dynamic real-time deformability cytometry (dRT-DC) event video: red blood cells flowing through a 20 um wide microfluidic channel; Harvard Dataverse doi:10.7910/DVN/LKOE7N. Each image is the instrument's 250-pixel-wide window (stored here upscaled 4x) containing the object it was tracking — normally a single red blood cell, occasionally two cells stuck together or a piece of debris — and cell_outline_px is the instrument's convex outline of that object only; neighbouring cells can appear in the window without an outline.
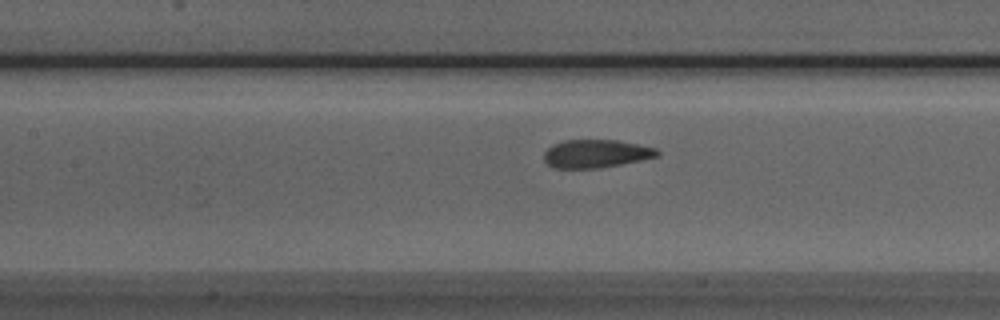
{"species": "Egyptian fruit bat (a non-hibernating species)", "species_latin": "Rousettus aegyptiacus", "temperature_condition": "room temperature", "stored_images_in_passage": 41, "camera_frame_rate_fps": 3000, "um_per_image_px": 0.085, "animal": {"sex": "male"}, "frame": {"image": 1, "passage_image": 12, "time_ms": 3.667, "image_size_px": [1000, 320], "cell_outline_px": [[660, 152], [656, 156], [640, 160], [600, 168], [552, 168], [544, 160], [544, 152], [552, 144], [564, 140], [616, 140], [656, 148]], "centroid_in_image_um": [50.61, 13.06], "position_along_channel_um": 156.8, "area_um2": 18.44}}
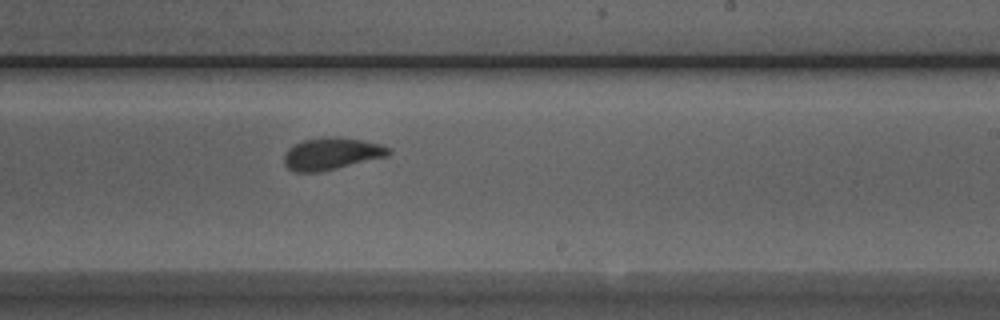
{"frame": {"image": 2, "passage_image": 20, "time_ms": 6.333, "image_size_px": [1000, 320], "cell_outline_px": [[392, 152], [388, 156], [320, 172], [296, 172], [288, 168], [284, 164], [284, 156], [288, 148], [304, 140], [328, 136], [336, 136], [360, 140], [380, 144], [392, 148]], "centroid_in_image_um": [28.2, 13.06], "position_along_channel_um": 260.8, "area_um2": 19.54}}
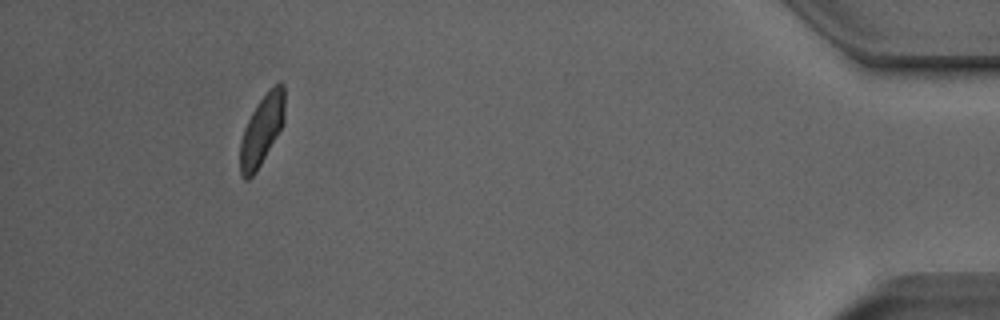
{"frame": {"image": 3, "passage_image": 37, "time_ms": 12.0, "image_size_px": [1000, 320], "cell_outline_px": [[284, 120], [276, 136], [256, 172], [248, 180], [244, 180], [240, 176], [240, 140], [244, 128], [256, 104], [268, 88], [280, 80], [284, 84]], "centroid_in_image_um": [22.23, 11.02], "position_along_channel_um": 413.0, "area_um2": 18.26}, "authors_computed_cell_mechanics": {"area_um2": 19.363, "velocity_mm_per_s": 3.9146, "shape_relaxation_time_tau1_ms": 3.6622, "shape_relaxation_time_tau2_ms": 0.7346, "deformation_change_tau1": 0.1139, "deformation_change_tau2": 0.0471}}